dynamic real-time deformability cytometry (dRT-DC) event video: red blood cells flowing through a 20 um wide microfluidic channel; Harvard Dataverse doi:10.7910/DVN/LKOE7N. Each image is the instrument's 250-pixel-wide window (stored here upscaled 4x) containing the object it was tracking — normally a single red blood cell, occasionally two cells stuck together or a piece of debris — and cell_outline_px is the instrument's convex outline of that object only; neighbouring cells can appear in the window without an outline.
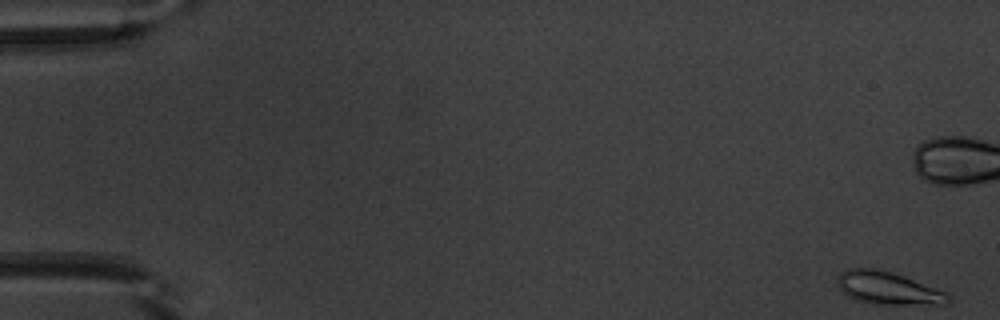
{"species": "common noctule bat (a hibernating species)", "species_latin": "Nyctalus noctula", "temperature_condition": "warm", "stored_images_in_passage": 53, "camera_frame_rate_fps": 3000, "um_per_image_px": 0.085, "animal": {"sex": "male", "body_mass_g": 20.1, "forearm_length_mm": 53.5}, "frame": {"image": 1, "passage_image": 1, "time_ms": 0.0, "image_size_px": [1000, 320], "cell_outline_px": [[948, 300], [944, 304], [872, 304], [856, 300], [848, 296], [836, 284], [836, 280], [840, 272], [848, 268], [876, 268], [892, 272], [904, 276], [944, 292], [948, 296]], "centroid_in_image_um": [75.38, 24.48], "position_along_channel_um": 9.6, "area_um2": 20.81}, "authors_computed_cell_mechanics": {"area_um2": 17.2822, "velocity_mm_per_s": 3.8695, "shape_relaxation_time_tau1_ms": 2.2052, "shape_relaxation_time_tau2_ms": 5.9459, "deformation_change_tau1": 0.0944, "deformation_change_tau2": 0.096}}